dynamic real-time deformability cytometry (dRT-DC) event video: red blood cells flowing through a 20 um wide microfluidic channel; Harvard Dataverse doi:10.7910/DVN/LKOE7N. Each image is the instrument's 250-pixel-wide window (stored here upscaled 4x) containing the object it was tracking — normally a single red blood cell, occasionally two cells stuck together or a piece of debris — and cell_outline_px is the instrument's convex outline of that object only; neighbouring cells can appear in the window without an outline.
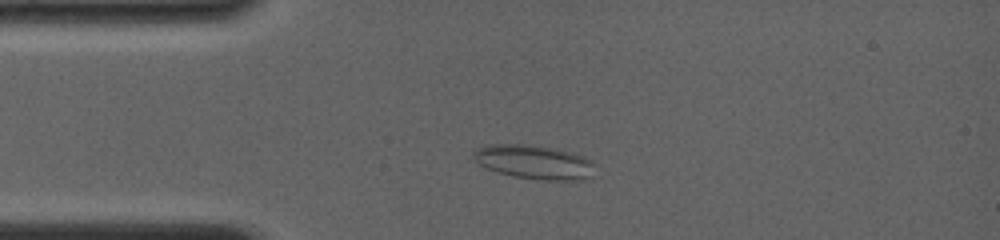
{"species": "common noctule bat (a hibernating species)", "species_latin": "Nyctalus noctula", "temperature_condition": "room temperature", "stored_images_in_passage": 26, "camera_frame_rate_fps": 4000, "um_per_image_px": 0.085, "animal": {"sex": "female", "body_mass_g": 19.0, "forearm_length_mm": 56.7}, "frame": {"image": 1, "passage_image": 4, "time_ms": 2.75, "image_size_px": [1000, 240], "cell_outline_px": [[592, 176], [584, 180], [544, 180], [516, 176], [496, 172], [480, 164], [472, 156], [472, 152], [476, 148], [484, 144], [528, 144], [552, 148], [572, 152], [584, 156], [592, 160]], "centroid_in_image_um": [45.38, 13.76], "position_along_channel_um": 39.6, "area_um2": 24.1}}
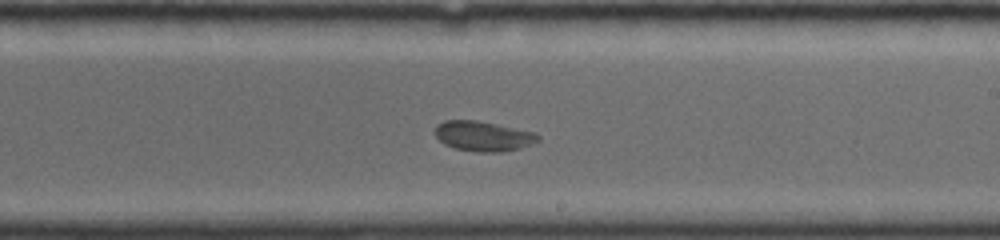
{"frame": {"image": 2, "passage_image": 15, "time_ms": 8.5, "image_size_px": [1000, 240], "cell_outline_px": [[540, 140], [520, 148], [500, 152], [476, 152], [456, 148], [444, 144], [432, 132], [436, 124], [444, 120], [476, 120], [536, 132], [540, 136]], "centroid_in_image_um": [41.04, 11.56], "position_along_channel_um": 248.0, "area_um2": 18.15}}
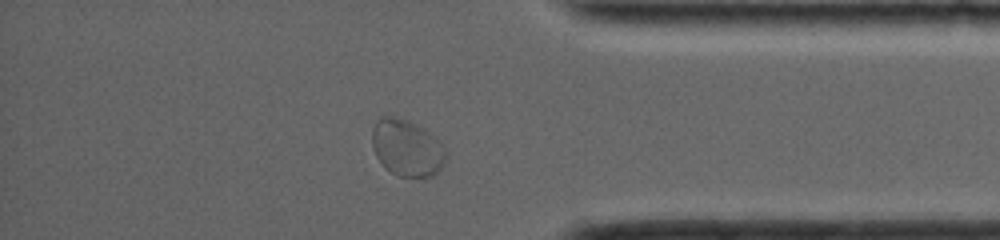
{"frame": {"image": 3, "passage_image": 23, "time_ms": 12.5, "image_size_px": [1000, 240], "cell_outline_px": [[444, 164], [440, 172], [432, 176], [396, 176], [376, 156], [372, 144], [372, 128], [376, 120], [384, 112], [396, 116], [416, 124], [424, 128], [444, 144]], "centroid_in_image_um": [34.57, 12.52], "position_along_channel_um": 400.6, "area_um2": 24.57}, "authors_computed_cell_mechanics": {"area_um2": 18.5538, "velocity_mm_per_s": 3.962, "shape_relaxation_time_tau1_ms": 10.3619, "shape_relaxation_time_tau2_ms": null, "deformation_change_tau1": 0.1691, "deformation_change_tau2": null}}